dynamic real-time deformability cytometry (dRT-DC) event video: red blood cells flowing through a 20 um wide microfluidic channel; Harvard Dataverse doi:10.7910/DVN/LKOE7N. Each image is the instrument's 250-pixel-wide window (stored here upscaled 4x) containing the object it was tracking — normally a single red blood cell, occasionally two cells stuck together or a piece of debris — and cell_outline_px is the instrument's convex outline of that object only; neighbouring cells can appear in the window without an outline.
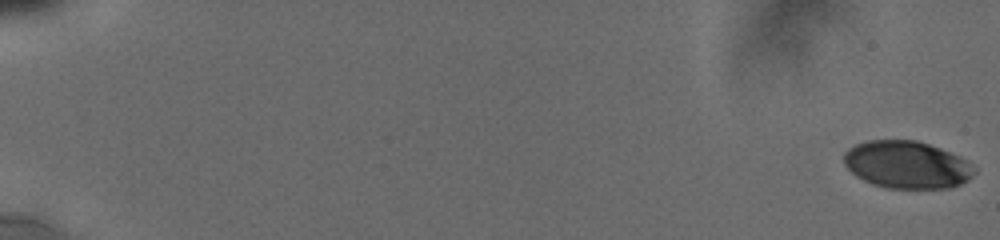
{"species": "human", "species_latin": "Homo sapiens", "temperature_condition": "cold", "stored_images_in_passage": 19, "camera_frame_rate_fps": 3000, "um_per_image_px": 0.085, "donor": {"sex": "male"}, "frame": {"image": 1, "passage_image": 1, "time_ms": 0.0, "image_size_px": [1000, 240], "cell_outline_px": [[976, 172], [968, 180], [960, 184], [948, 188], [888, 188], [872, 184], [856, 176], [844, 164], [844, 152], [848, 148], [856, 144], [868, 140], [916, 140], [940, 148], [960, 156], [976, 168]], "centroid_in_image_um": [77.08, 14.0], "position_along_channel_um": 7.9, "area_um2": 36.07}}